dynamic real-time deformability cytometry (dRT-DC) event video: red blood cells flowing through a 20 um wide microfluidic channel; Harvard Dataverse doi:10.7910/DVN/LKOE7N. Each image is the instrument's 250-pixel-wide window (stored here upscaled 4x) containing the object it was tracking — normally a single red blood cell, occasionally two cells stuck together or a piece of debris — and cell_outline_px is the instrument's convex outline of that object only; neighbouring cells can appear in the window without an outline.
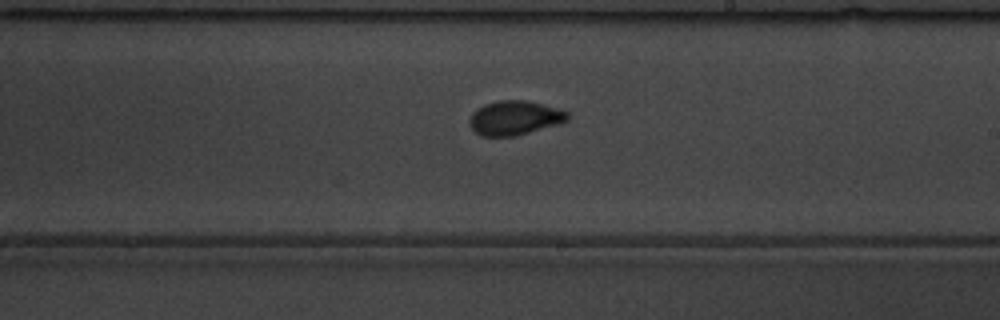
{"species": "common noctule bat (a hibernating species)", "species_latin": "Nyctalus noctula", "temperature_condition": "warm", "stored_images_in_passage": 40, "camera_frame_rate_fps": 3000, "um_per_image_px": 0.085, "animal": {"sex": "male", "body_mass_g": 19.5, "forearm_length_mm": 54.6}, "frame": {"image": 1, "passage_image": 18, "time_ms": 5.667, "image_size_px": [1000, 320], "cell_outline_px": [[568, 120], [516, 136], [480, 136], [468, 124], [468, 120], [472, 112], [476, 108], [484, 104], [500, 100], [528, 100], [568, 112]], "centroid_in_image_um": [43.67, 10.01], "position_along_channel_um": 245.3, "area_um2": 19.42}}
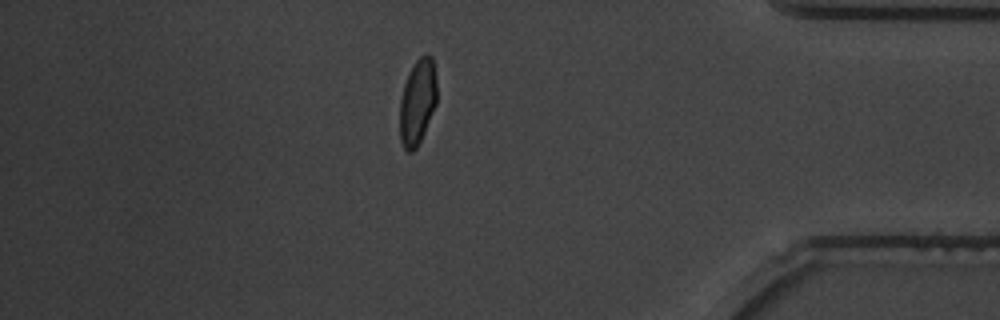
{"frame": {"image": 2, "passage_image": 33, "time_ms": 10.667, "image_size_px": [1000, 320], "cell_outline_px": [[436, 104], [424, 132], [416, 148], [412, 152], [408, 152], [404, 148], [400, 140], [400, 100], [404, 84], [408, 72], [416, 60], [420, 56], [432, 56], [436, 80]], "centroid_in_image_um": [35.47, 8.67], "position_along_channel_um": 399.7, "area_um2": 18.32}, "authors_computed_cell_mechanics": {"area_um2": 18.9584, "velocity_mm_per_s": 3.6848, "shape_relaxation_time_tau1_ms": 3.1074, "shape_relaxation_time_tau2_ms": null, "deformation_change_tau1": 0.1263, "deformation_change_tau2": null}}